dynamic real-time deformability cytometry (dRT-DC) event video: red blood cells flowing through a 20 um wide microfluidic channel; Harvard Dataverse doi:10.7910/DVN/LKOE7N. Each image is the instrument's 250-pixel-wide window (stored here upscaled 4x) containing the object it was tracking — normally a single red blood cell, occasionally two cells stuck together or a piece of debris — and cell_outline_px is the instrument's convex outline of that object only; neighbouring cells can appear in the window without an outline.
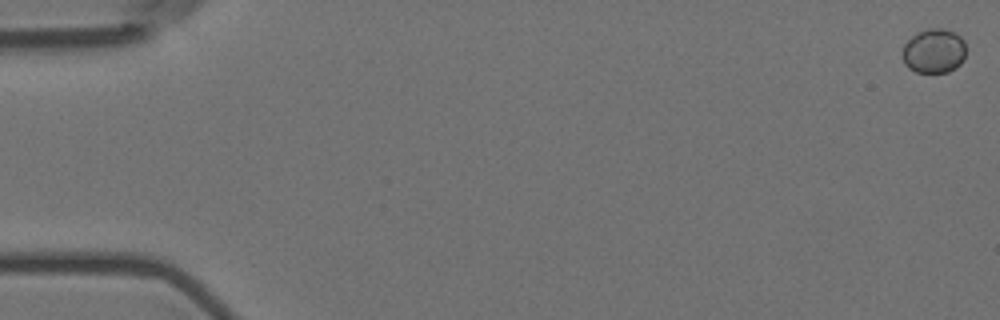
{"species": "Egyptian fruit bat (a non-hibernating species)", "species_latin": "Rousettus aegyptiacus", "temperature_condition": "room temperature", "stored_images_in_passage": 58, "camera_frame_rate_fps": 3000, "um_per_image_px": 0.085, "animal": {"sex": "female"}, "frame": {"image": 1, "passage_image": 1, "time_ms": 0.0, "image_size_px": [1000, 320], "cell_outline_px": [[964, 60], [956, 68], [948, 72], [916, 72], [908, 68], [904, 64], [904, 44], [916, 32], [928, 28], [944, 28], [956, 32], [964, 40]], "centroid_in_image_um": [79.4, 4.32], "position_along_channel_um": 5.6, "area_um2": 16.53}}
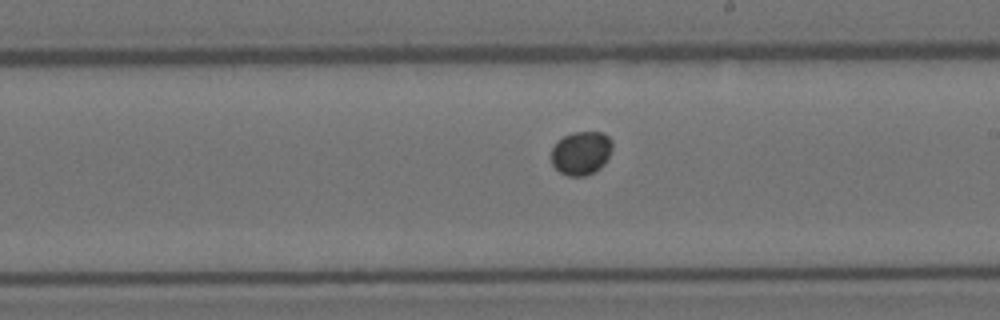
{"frame": {"image": 2, "passage_image": 34, "time_ms": 11.0, "image_size_px": [1000, 320], "cell_outline_px": [[612, 148], [604, 164], [600, 168], [584, 176], [568, 176], [560, 172], [552, 164], [552, 148], [564, 136], [572, 132], [604, 132], [612, 140]], "centroid_in_image_um": [49.41, 13.0], "position_along_channel_um": 239.6, "area_um2": 15.37}}
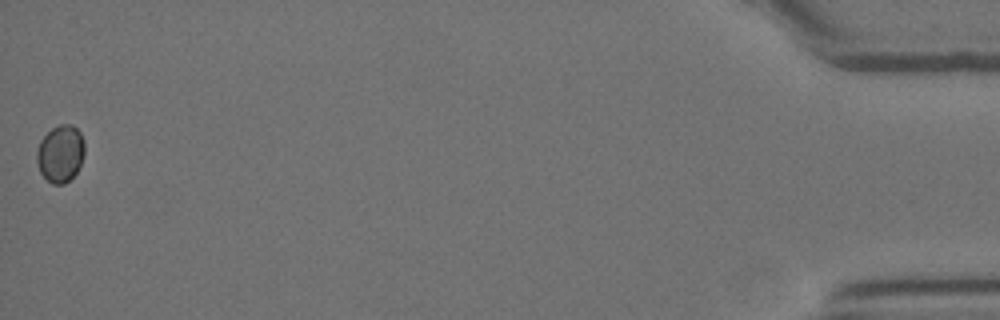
{"frame": {"image": 3, "passage_image": 58, "time_ms": 19.0, "image_size_px": [1000, 320], "cell_outline_px": [[84, 152], [80, 164], [76, 172], [64, 184], [52, 184], [40, 172], [36, 160], [36, 152], [40, 140], [52, 128], [60, 124], [72, 124], [80, 132], [84, 140]], "centroid_in_image_um": [5.13, 13.04], "position_along_channel_um": 430.1, "area_um2": 15.84}}